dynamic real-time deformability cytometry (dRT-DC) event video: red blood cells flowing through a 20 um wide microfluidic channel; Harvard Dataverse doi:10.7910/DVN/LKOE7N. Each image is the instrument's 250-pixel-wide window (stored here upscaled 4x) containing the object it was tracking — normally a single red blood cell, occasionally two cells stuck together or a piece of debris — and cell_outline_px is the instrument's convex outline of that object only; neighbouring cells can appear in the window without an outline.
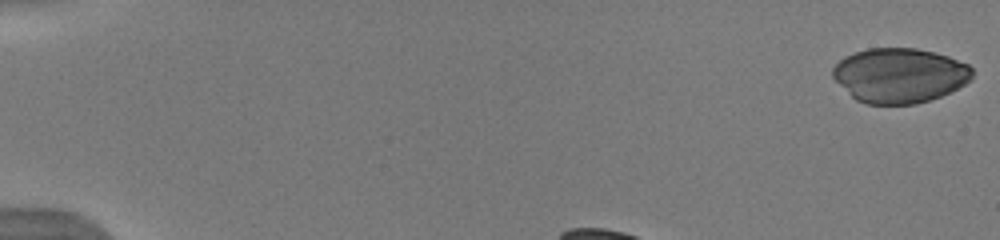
{"species": "human", "species_latin": "Homo sapiens", "temperature_condition": "warm", "stored_images_in_passage": 38, "camera_frame_rate_fps": 3000, "um_per_image_px": 0.085, "donor": {"sex": "male"}, "frame": {"image": 1, "passage_image": 1, "time_ms": 0.0, "image_size_px": [1000, 240], "cell_outline_px": [[972, 76], [964, 84], [940, 96], [916, 104], [868, 104], [856, 100], [832, 76], [832, 68], [844, 56], [868, 48], [916, 48], [948, 56], [968, 64], [972, 68]], "centroid_in_image_um": [76.45, 6.4], "position_along_channel_um": 8.6, "area_um2": 44.1}}
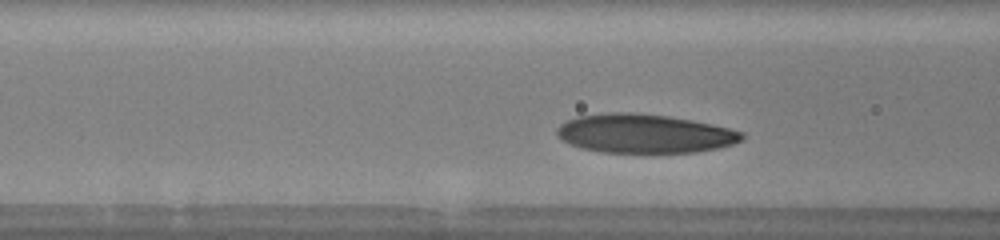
{"frame": {"image": 2, "passage_image": 14, "time_ms": 4.333, "image_size_px": [1000, 240], "cell_outline_px": [[744, 140], [732, 144], [716, 148], [696, 152], [604, 152], [580, 148], [568, 144], [560, 140], [556, 132], [556, 128], [564, 120], [576, 116], [608, 112], [632, 112], [668, 116], [692, 120], [712, 124], [744, 132]], "centroid_in_image_um": [54.72, 11.34], "position_along_channel_um": 111.9, "area_um2": 42.19}}
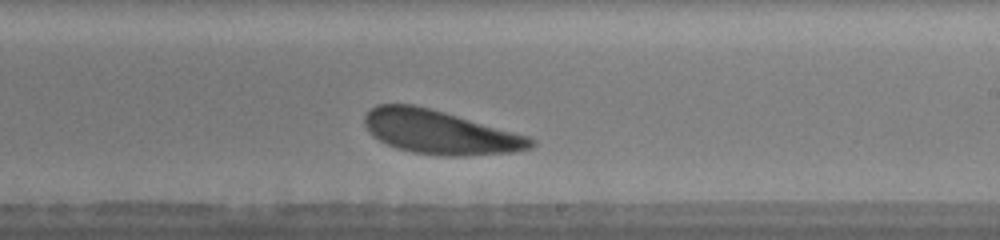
{"frame": {"image": 3, "passage_image": 25, "time_ms": 8.0, "image_size_px": [1000, 240], "cell_outline_px": [[536, 144], [532, 148], [516, 152], [464, 156], [440, 156], [412, 152], [396, 148], [372, 136], [368, 132], [364, 124], [364, 116], [376, 104], [412, 104], [444, 112], [528, 136], [536, 140]], "centroid_in_image_um": [37.39, 11.25], "position_along_channel_um": 251.6, "area_um2": 42.37}, "authors_computed_cell_mechanics": {"area_um2": 42.8298, "velocity_mm_per_s": 3.8216, "shape_relaxation_time_tau1_ms": 2.1647, "shape_relaxation_time_tau2_ms": 9.8744, "deformation_change_tau1": 0.1096, "deformation_change_tau2": 0.265}}